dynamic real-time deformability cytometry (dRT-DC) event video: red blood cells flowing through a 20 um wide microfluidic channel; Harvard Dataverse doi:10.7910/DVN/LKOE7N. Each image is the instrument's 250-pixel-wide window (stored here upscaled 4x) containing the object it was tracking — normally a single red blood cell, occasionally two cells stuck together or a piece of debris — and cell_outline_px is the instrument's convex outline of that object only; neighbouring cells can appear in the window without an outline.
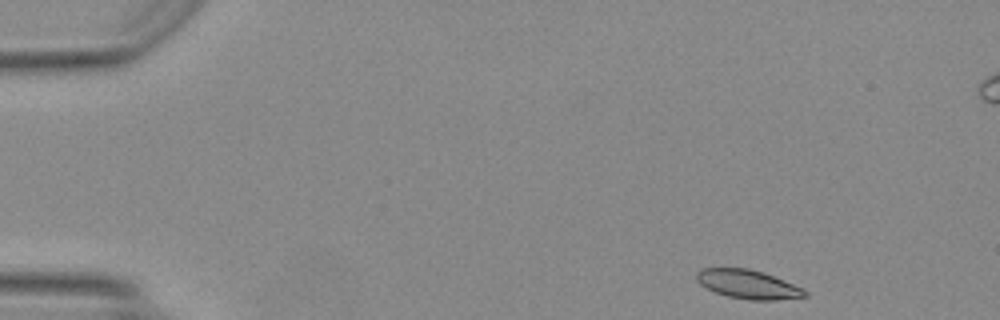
{"species": "Egyptian fruit bat (a non-hibernating species)", "species_latin": "Rousettus aegyptiacus", "temperature_condition": "warm", "stored_images_in_passage": 45, "segment_of_instrument_passage": [1, 2], "camera_frame_rate_fps": 3000, "um_per_image_px": 0.085, "animal": {"sex": "female"}, "frame": {"image": 1, "passage_image": 1, "time_ms": 0.0, "image_size_px": [1000, 320], "cell_outline_px": [[808, 296], [776, 300], [752, 300], [728, 296], [716, 292], [700, 284], [696, 280], [696, 272], [704, 268], [748, 268], [764, 272], [792, 284], [808, 292]], "centroid_in_image_um": [63.57, 24.16], "position_along_channel_um": 21.4, "area_um2": 17.98}}
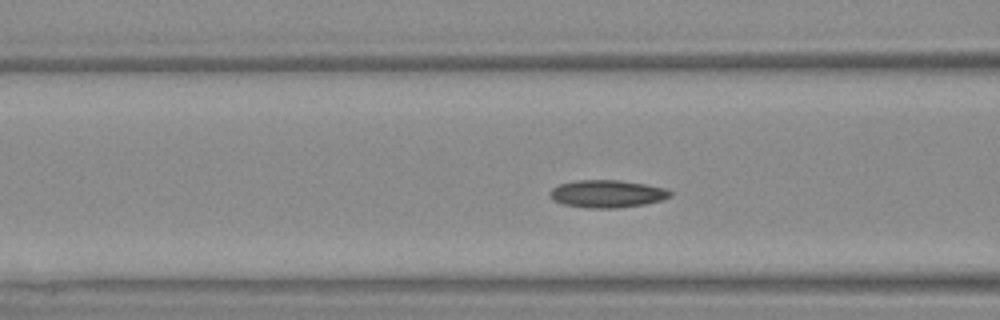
{"frame": {"image": 2, "passage_image": 15, "time_ms": 4.667, "image_size_px": [1000, 320], "cell_outline_px": [[672, 196], [660, 200], [644, 204], [616, 208], [588, 208], [564, 204], [552, 200], [548, 196], [548, 192], [556, 184], [576, 180], [620, 180], [648, 184], [668, 188], [672, 192]], "centroid_in_image_um": [51.58, 16.46], "position_along_channel_um": 115.0, "area_um2": 19.65}}
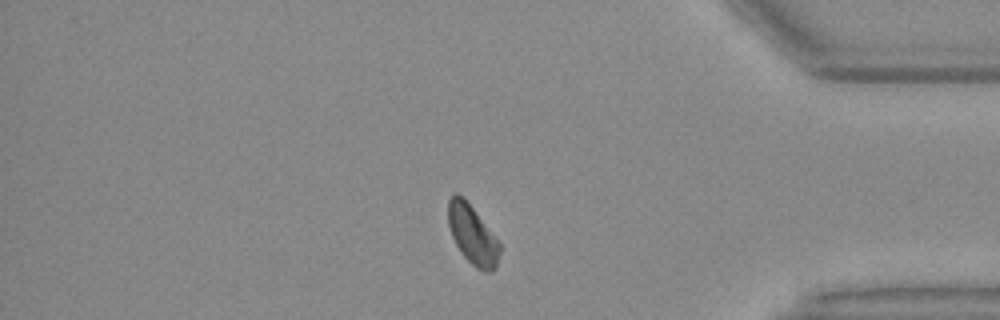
{"frame": {"image": 3, "passage_image": 37, "time_ms": 12.0, "image_size_px": [1000, 320], "cell_outline_px": [[500, 252], [496, 268], [492, 272], [488, 272], [476, 268], [460, 252], [452, 236], [448, 224], [448, 200], [456, 192], [472, 208], [500, 244]], "centroid_in_image_um": [40.15, 20.0], "position_along_channel_um": 395.0, "area_um2": 17.22}}